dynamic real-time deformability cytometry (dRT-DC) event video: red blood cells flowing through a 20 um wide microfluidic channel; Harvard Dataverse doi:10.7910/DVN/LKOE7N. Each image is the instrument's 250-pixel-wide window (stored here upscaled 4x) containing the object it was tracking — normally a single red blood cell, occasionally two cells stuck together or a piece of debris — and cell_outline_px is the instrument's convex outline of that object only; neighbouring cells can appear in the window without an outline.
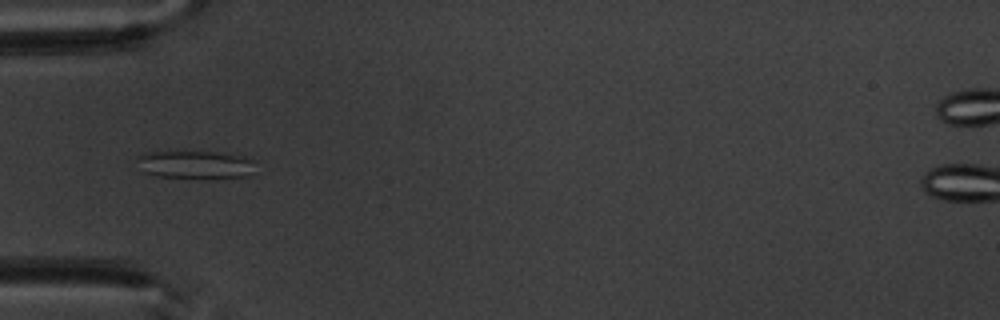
{"species": "common noctule bat (a hibernating species)", "species_latin": "Nyctalus noctula", "temperature_condition": "warm", "stored_images_in_passage": 7, "camera_frame_rate_fps": 3000, "um_per_image_px": 0.085, "animal": {"sex": "male", "body_mass_g": 20.1, "forearm_length_mm": 53.5}, "frame": {"image": 1, "passage_image": 6, "time_ms": 5.667, "image_size_px": [1000, 320], "cell_outline_px": [[256, 160], [248, 176], [212, 180], [156, 176], [144, 172], [136, 156], [144, 152], [184, 148], [216, 152], [240, 156]], "centroid_in_image_um": [16.56, 13.97], "position_along_channel_um": 68.4, "area_um2": 20.69}}
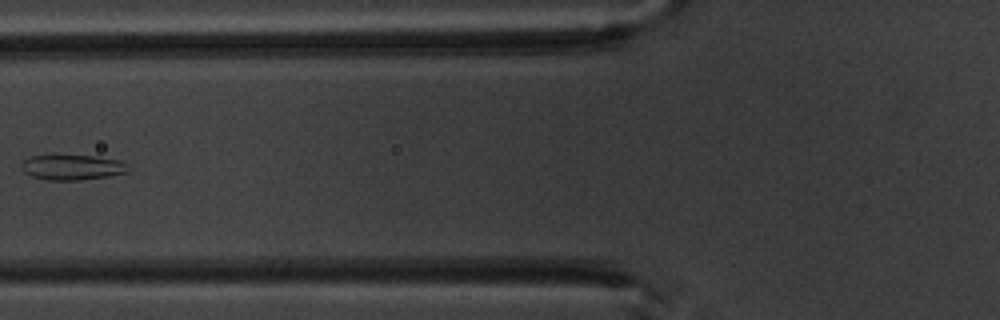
{"frame": {"image": 2, "passage_image": 7, "time_ms": 7.0, "image_size_px": [1000, 320], "cell_outline_px": [[128, 172], [108, 176], [80, 180], [48, 180], [32, 176], [24, 172], [20, 168], [20, 164], [28, 156], [52, 152], [92, 156], [120, 160], [128, 164]], "centroid_in_image_um": [6.06, 14.17], "position_along_channel_um": 119.7, "area_um2": 16.53}}